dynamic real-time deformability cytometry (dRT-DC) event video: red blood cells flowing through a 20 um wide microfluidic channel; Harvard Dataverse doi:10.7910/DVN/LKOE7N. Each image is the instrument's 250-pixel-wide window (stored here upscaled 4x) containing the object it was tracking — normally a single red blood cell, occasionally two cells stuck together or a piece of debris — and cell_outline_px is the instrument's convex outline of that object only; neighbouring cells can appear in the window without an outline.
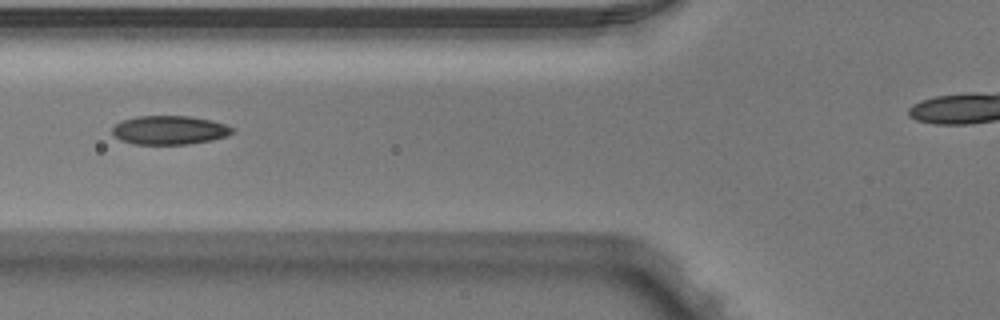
{"species": "Egyptian fruit bat (a non-hibernating species)", "species_latin": "Rousettus aegyptiacus", "temperature_condition": "warm", "stored_images_in_passage": 3, "camera_frame_rate_fps": 3000, "um_per_image_px": 0.085, "animal": {"sex": "male"}, "frame": {"image": 1, "passage_image": 3, "time_ms": 0.667, "image_size_px": [1000, 320], "cell_outline_px": [[232, 132], [228, 136], [212, 140], [188, 144], [132, 144], [120, 140], [112, 132], [112, 128], [120, 120], [136, 116], [188, 116], [212, 120], [224, 124], [232, 128]], "centroid_in_image_um": [14.37, 11.06], "position_along_channel_um": 111.4, "area_um2": 20.17}}